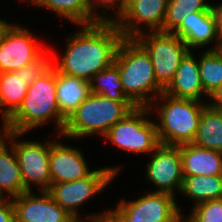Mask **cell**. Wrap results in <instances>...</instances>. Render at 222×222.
I'll use <instances>...</instances> for the list:
<instances>
[{
    "mask_svg": "<svg viewBox=\"0 0 222 222\" xmlns=\"http://www.w3.org/2000/svg\"><path fill=\"white\" fill-rule=\"evenodd\" d=\"M219 50L222 52V43H220Z\"/></svg>",
    "mask_w": 222,
    "mask_h": 222,
    "instance_id": "obj_38",
    "label": "cell"
},
{
    "mask_svg": "<svg viewBox=\"0 0 222 222\" xmlns=\"http://www.w3.org/2000/svg\"><path fill=\"white\" fill-rule=\"evenodd\" d=\"M8 143V140L0 132V198L12 199L27 190L24 188L13 146L10 143L8 147Z\"/></svg>",
    "mask_w": 222,
    "mask_h": 222,
    "instance_id": "obj_21",
    "label": "cell"
},
{
    "mask_svg": "<svg viewBox=\"0 0 222 222\" xmlns=\"http://www.w3.org/2000/svg\"><path fill=\"white\" fill-rule=\"evenodd\" d=\"M80 149L50 140L49 170L51 185L83 179L91 170Z\"/></svg>",
    "mask_w": 222,
    "mask_h": 222,
    "instance_id": "obj_16",
    "label": "cell"
},
{
    "mask_svg": "<svg viewBox=\"0 0 222 222\" xmlns=\"http://www.w3.org/2000/svg\"><path fill=\"white\" fill-rule=\"evenodd\" d=\"M154 101L152 105L158 103L156 110L160 117L159 123H156L160 144L179 146L192 143L207 102L175 98L164 92Z\"/></svg>",
    "mask_w": 222,
    "mask_h": 222,
    "instance_id": "obj_5",
    "label": "cell"
},
{
    "mask_svg": "<svg viewBox=\"0 0 222 222\" xmlns=\"http://www.w3.org/2000/svg\"><path fill=\"white\" fill-rule=\"evenodd\" d=\"M180 193L193 200L195 205L222 198V175L183 176Z\"/></svg>",
    "mask_w": 222,
    "mask_h": 222,
    "instance_id": "obj_24",
    "label": "cell"
},
{
    "mask_svg": "<svg viewBox=\"0 0 222 222\" xmlns=\"http://www.w3.org/2000/svg\"><path fill=\"white\" fill-rule=\"evenodd\" d=\"M27 1H30L29 3H32V4H34L36 2V0H27Z\"/></svg>",
    "mask_w": 222,
    "mask_h": 222,
    "instance_id": "obj_36",
    "label": "cell"
},
{
    "mask_svg": "<svg viewBox=\"0 0 222 222\" xmlns=\"http://www.w3.org/2000/svg\"><path fill=\"white\" fill-rule=\"evenodd\" d=\"M54 121L55 134L61 137L66 118L61 114L56 97V69L52 66L46 73L29 85L23 103L2 124V130L26 132Z\"/></svg>",
    "mask_w": 222,
    "mask_h": 222,
    "instance_id": "obj_2",
    "label": "cell"
},
{
    "mask_svg": "<svg viewBox=\"0 0 222 222\" xmlns=\"http://www.w3.org/2000/svg\"><path fill=\"white\" fill-rule=\"evenodd\" d=\"M212 13L215 19L216 32L219 39V43H222V3L217 5H211Z\"/></svg>",
    "mask_w": 222,
    "mask_h": 222,
    "instance_id": "obj_30",
    "label": "cell"
},
{
    "mask_svg": "<svg viewBox=\"0 0 222 222\" xmlns=\"http://www.w3.org/2000/svg\"><path fill=\"white\" fill-rule=\"evenodd\" d=\"M151 154L152 159L145 170V177L156 186L157 189L153 192L174 196L176 190L180 193L183 182L180 145L160 144Z\"/></svg>",
    "mask_w": 222,
    "mask_h": 222,
    "instance_id": "obj_14",
    "label": "cell"
},
{
    "mask_svg": "<svg viewBox=\"0 0 222 222\" xmlns=\"http://www.w3.org/2000/svg\"><path fill=\"white\" fill-rule=\"evenodd\" d=\"M209 98L212 102L208 101L207 104L222 113V84L209 95Z\"/></svg>",
    "mask_w": 222,
    "mask_h": 222,
    "instance_id": "obj_32",
    "label": "cell"
},
{
    "mask_svg": "<svg viewBox=\"0 0 222 222\" xmlns=\"http://www.w3.org/2000/svg\"><path fill=\"white\" fill-rule=\"evenodd\" d=\"M183 176L222 175V152L192 143L180 145Z\"/></svg>",
    "mask_w": 222,
    "mask_h": 222,
    "instance_id": "obj_19",
    "label": "cell"
},
{
    "mask_svg": "<svg viewBox=\"0 0 222 222\" xmlns=\"http://www.w3.org/2000/svg\"><path fill=\"white\" fill-rule=\"evenodd\" d=\"M68 38L64 55L57 58L52 51V66L59 72L89 81L97 72L110 66L123 39L111 17L90 25Z\"/></svg>",
    "mask_w": 222,
    "mask_h": 222,
    "instance_id": "obj_1",
    "label": "cell"
},
{
    "mask_svg": "<svg viewBox=\"0 0 222 222\" xmlns=\"http://www.w3.org/2000/svg\"><path fill=\"white\" fill-rule=\"evenodd\" d=\"M0 222H16L12 199L0 198Z\"/></svg>",
    "mask_w": 222,
    "mask_h": 222,
    "instance_id": "obj_29",
    "label": "cell"
},
{
    "mask_svg": "<svg viewBox=\"0 0 222 222\" xmlns=\"http://www.w3.org/2000/svg\"><path fill=\"white\" fill-rule=\"evenodd\" d=\"M34 5L47 8L78 26L94 24L109 17L107 12L95 14L99 5L94 0H36Z\"/></svg>",
    "mask_w": 222,
    "mask_h": 222,
    "instance_id": "obj_20",
    "label": "cell"
},
{
    "mask_svg": "<svg viewBox=\"0 0 222 222\" xmlns=\"http://www.w3.org/2000/svg\"><path fill=\"white\" fill-rule=\"evenodd\" d=\"M36 195L33 191H26L12 198L15 208L16 222H75L47 191Z\"/></svg>",
    "mask_w": 222,
    "mask_h": 222,
    "instance_id": "obj_15",
    "label": "cell"
},
{
    "mask_svg": "<svg viewBox=\"0 0 222 222\" xmlns=\"http://www.w3.org/2000/svg\"><path fill=\"white\" fill-rule=\"evenodd\" d=\"M91 93L116 101H129L121 83L117 65L113 62L102 71L97 72L88 81Z\"/></svg>",
    "mask_w": 222,
    "mask_h": 222,
    "instance_id": "obj_25",
    "label": "cell"
},
{
    "mask_svg": "<svg viewBox=\"0 0 222 222\" xmlns=\"http://www.w3.org/2000/svg\"><path fill=\"white\" fill-rule=\"evenodd\" d=\"M183 222H222V198L194 205L190 215L183 216Z\"/></svg>",
    "mask_w": 222,
    "mask_h": 222,
    "instance_id": "obj_28",
    "label": "cell"
},
{
    "mask_svg": "<svg viewBox=\"0 0 222 222\" xmlns=\"http://www.w3.org/2000/svg\"><path fill=\"white\" fill-rule=\"evenodd\" d=\"M191 51L181 59L174 79L164 93L175 98L203 101L201 97L207 94L201 83L198 60Z\"/></svg>",
    "mask_w": 222,
    "mask_h": 222,
    "instance_id": "obj_18",
    "label": "cell"
},
{
    "mask_svg": "<svg viewBox=\"0 0 222 222\" xmlns=\"http://www.w3.org/2000/svg\"><path fill=\"white\" fill-rule=\"evenodd\" d=\"M210 10L211 4L206 0H168L162 32L172 33L188 15Z\"/></svg>",
    "mask_w": 222,
    "mask_h": 222,
    "instance_id": "obj_27",
    "label": "cell"
},
{
    "mask_svg": "<svg viewBox=\"0 0 222 222\" xmlns=\"http://www.w3.org/2000/svg\"><path fill=\"white\" fill-rule=\"evenodd\" d=\"M172 34L180 37L189 50L203 48L214 40V47L207 49H219L220 46L212 9L188 15Z\"/></svg>",
    "mask_w": 222,
    "mask_h": 222,
    "instance_id": "obj_17",
    "label": "cell"
},
{
    "mask_svg": "<svg viewBox=\"0 0 222 222\" xmlns=\"http://www.w3.org/2000/svg\"><path fill=\"white\" fill-rule=\"evenodd\" d=\"M89 82L56 70V97L61 114L67 119L90 95Z\"/></svg>",
    "mask_w": 222,
    "mask_h": 222,
    "instance_id": "obj_22",
    "label": "cell"
},
{
    "mask_svg": "<svg viewBox=\"0 0 222 222\" xmlns=\"http://www.w3.org/2000/svg\"><path fill=\"white\" fill-rule=\"evenodd\" d=\"M120 168L119 166L99 168L83 179L52 184L47 192L68 214L79 221L81 220V215L78 214L79 207L107 188V185L117 177Z\"/></svg>",
    "mask_w": 222,
    "mask_h": 222,
    "instance_id": "obj_9",
    "label": "cell"
},
{
    "mask_svg": "<svg viewBox=\"0 0 222 222\" xmlns=\"http://www.w3.org/2000/svg\"><path fill=\"white\" fill-rule=\"evenodd\" d=\"M8 24V21L0 19V33L2 29Z\"/></svg>",
    "mask_w": 222,
    "mask_h": 222,
    "instance_id": "obj_34",
    "label": "cell"
},
{
    "mask_svg": "<svg viewBox=\"0 0 222 222\" xmlns=\"http://www.w3.org/2000/svg\"><path fill=\"white\" fill-rule=\"evenodd\" d=\"M146 33L134 39L147 51L157 83L165 90L173 81L179 63L189 49L180 37L172 33L161 31H146Z\"/></svg>",
    "mask_w": 222,
    "mask_h": 222,
    "instance_id": "obj_8",
    "label": "cell"
},
{
    "mask_svg": "<svg viewBox=\"0 0 222 222\" xmlns=\"http://www.w3.org/2000/svg\"><path fill=\"white\" fill-rule=\"evenodd\" d=\"M75 222H85V217H84V219L79 220V221H75ZM86 222H95V219H89V221H86Z\"/></svg>",
    "mask_w": 222,
    "mask_h": 222,
    "instance_id": "obj_35",
    "label": "cell"
},
{
    "mask_svg": "<svg viewBox=\"0 0 222 222\" xmlns=\"http://www.w3.org/2000/svg\"><path fill=\"white\" fill-rule=\"evenodd\" d=\"M114 63L118 67L124 94L128 100L135 107L153 109L152 102L164 89L157 83L147 51L134 38H123Z\"/></svg>",
    "mask_w": 222,
    "mask_h": 222,
    "instance_id": "obj_3",
    "label": "cell"
},
{
    "mask_svg": "<svg viewBox=\"0 0 222 222\" xmlns=\"http://www.w3.org/2000/svg\"><path fill=\"white\" fill-rule=\"evenodd\" d=\"M34 36L25 27L8 22L0 33V73L15 72L30 65L48 50Z\"/></svg>",
    "mask_w": 222,
    "mask_h": 222,
    "instance_id": "obj_11",
    "label": "cell"
},
{
    "mask_svg": "<svg viewBox=\"0 0 222 222\" xmlns=\"http://www.w3.org/2000/svg\"><path fill=\"white\" fill-rule=\"evenodd\" d=\"M86 220L97 219L99 222H122L112 211L107 209V211L101 213H94L88 215Z\"/></svg>",
    "mask_w": 222,
    "mask_h": 222,
    "instance_id": "obj_31",
    "label": "cell"
},
{
    "mask_svg": "<svg viewBox=\"0 0 222 222\" xmlns=\"http://www.w3.org/2000/svg\"><path fill=\"white\" fill-rule=\"evenodd\" d=\"M167 6L168 0H124L117 7V18L110 17L123 38H136L146 31L139 25H145L148 32H162Z\"/></svg>",
    "mask_w": 222,
    "mask_h": 222,
    "instance_id": "obj_13",
    "label": "cell"
},
{
    "mask_svg": "<svg viewBox=\"0 0 222 222\" xmlns=\"http://www.w3.org/2000/svg\"><path fill=\"white\" fill-rule=\"evenodd\" d=\"M48 49L37 61L15 72L0 73V111L4 124L21 106L29 85L52 67Z\"/></svg>",
    "mask_w": 222,
    "mask_h": 222,
    "instance_id": "obj_12",
    "label": "cell"
},
{
    "mask_svg": "<svg viewBox=\"0 0 222 222\" xmlns=\"http://www.w3.org/2000/svg\"><path fill=\"white\" fill-rule=\"evenodd\" d=\"M150 107H135L117 121L103 137L116 147L130 153H152L159 145L156 121L148 119ZM146 116V117H145Z\"/></svg>",
    "mask_w": 222,
    "mask_h": 222,
    "instance_id": "obj_6",
    "label": "cell"
},
{
    "mask_svg": "<svg viewBox=\"0 0 222 222\" xmlns=\"http://www.w3.org/2000/svg\"><path fill=\"white\" fill-rule=\"evenodd\" d=\"M135 106L130 101H116L90 95L66 119L61 138L80 139L94 134L104 137L109 129L131 112Z\"/></svg>",
    "mask_w": 222,
    "mask_h": 222,
    "instance_id": "obj_4",
    "label": "cell"
},
{
    "mask_svg": "<svg viewBox=\"0 0 222 222\" xmlns=\"http://www.w3.org/2000/svg\"><path fill=\"white\" fill-rule=\"evenodd\" d=\"M0 132L13 146L24 188L27 191H32V186L35 185L40 192L47 191L51 185L49 170L50 141L45 143L37 140L20 141L19 138L24 133L10 130H1Z\"/></svg>",
    "mask_w": 222,
    "mask_h": 222,
    "instance_id": "obj_7",
    "label": "cell"
},
{
    "mask_svg": "<svg viewBox=\"0 0 222 222\" xmlns=\"http://www.w3.org/2000/svg\"><path fill=\"white\" fill-rule=\"evenodd\" d=\"M192 144L222 152V113L208 104L203 108Z\"/></svg>",
    "mask_w": 222,
    "mask_h": 222,
    "instance_id": "obj_23",
    "label": "cell"
},
{
    "mask_svg": "<svg viewBox=\"0 0 222 222\" xmlns=\"http://www.w3.org/2000/svg\"><path fill=\"white\" fill-rule=\"evenodd\" d=\"M94 1L99 5V7L101 8L103 7L102 8L103 12H107L105 11V9L108 10L109 8L111 9V7L113 9L114 5L117 6L116 3H118V0H94Z\"/></svg>",
    "mask_w": 222,
    "mask_h": 222,
    "instance_id": "obj_33",
    "label": "cell"
},
{
    "mask_svg": "<svg viewBox=\"0 0 222 222\" xmlns=\"http://www.w3.org/2000/svg\"><path fill=\"white\" fill-rule=\"evenodd\" d=\"M175 197L164 192H148L134 201L121 199L111 211L122 222H183L184 215Z\"/></svg>",
    "mask_w": 222,
    "mask_h": 222,
    "instance_id": "obj_10",
    "label": "cell"
},
{
    "mask_svg": "<svg viewBox=\"0 0 222 222\" xmlns=\"http://www.w3.org/2000/svg\"><path fill=\"white\" fill-rule=\"evenodd\" d=\"M198 59L200 79L207 97L222 84V52L207 49Z\"/></svg>",
    "mask_w": 222,
    "mask_h": 222,
    "instance_id": "obj_26",
    "label": "cell"
},
{
    "mask_svg": "<svg viewBox=\"0 0 222 222\" xmlns=\"http://www.w3.org/2000/svg\"><path fill=\"white\" fill-rule=\"evenodd\" d=\"M124 0H118L117 7L123 2Z\"/></svg>",
    "mask_w": 222,
    "mask_h": 222,
    "instance_id": "obj_37",
    "label": "cell"
}]
</instances>
